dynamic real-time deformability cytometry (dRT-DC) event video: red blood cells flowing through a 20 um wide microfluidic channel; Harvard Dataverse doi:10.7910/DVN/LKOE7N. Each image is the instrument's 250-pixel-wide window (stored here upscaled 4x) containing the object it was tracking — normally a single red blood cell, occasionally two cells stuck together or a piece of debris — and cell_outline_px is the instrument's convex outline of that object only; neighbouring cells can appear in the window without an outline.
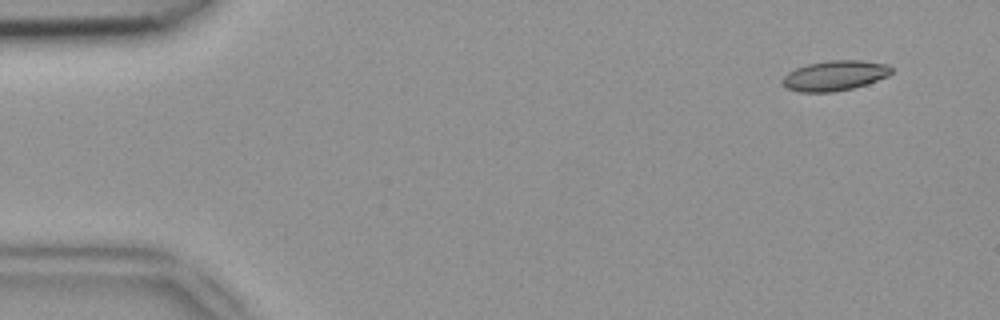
{"species": "common noctule bat (a hibernating species)", "species_latin": "Nyctalus noctula", "temperature_condition": "room temperature", "stored_images_in_passage": 50, "camera_frame_rate_fps": 3000, "um_per_image_px": 0.085, "animal": {"sex": "female", "body_mass_g": 18.4}, "frame": {"image": 1, "passage_image": 4, "time_ms": 1.0, "image_size_px": [1000, 320], "cell_outline_px": [[892, 72], [888, 76], [868, 84], [852, 88], [832, 92], [800, 92], [788, 88], [784, 84], [784, 76], [788, 72], [796, 68], [808, 64], [828, 60], [860, 60], [888, 64], [892, 68]], "centroid_in_image_um": [71.0, 6.42], "position_along_channel_um": 14.0, "area_um2": 19.02}}
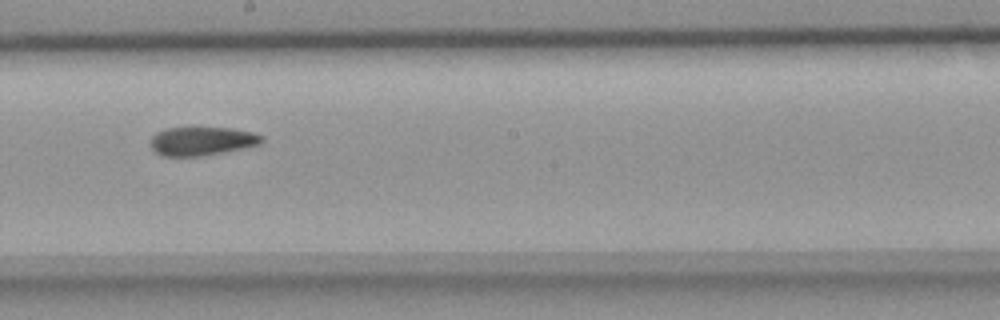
{"frame": {"image": 2, "passage_image": 28, "time_ms": 9.0, "image_size_px": [1000, 320], "cell_outline_px": [[264, 140], [260, 144], [224, 152], [204, 156], [160, 156], [148, 144], [152, 136], [156, 132], [168, 128], [232, 128], [252, 132], [264, 136]], "centroid_in_image_um": [17.14, 12.0], "position_along_channel_um": 231.1, "area_um2": 18.67}}
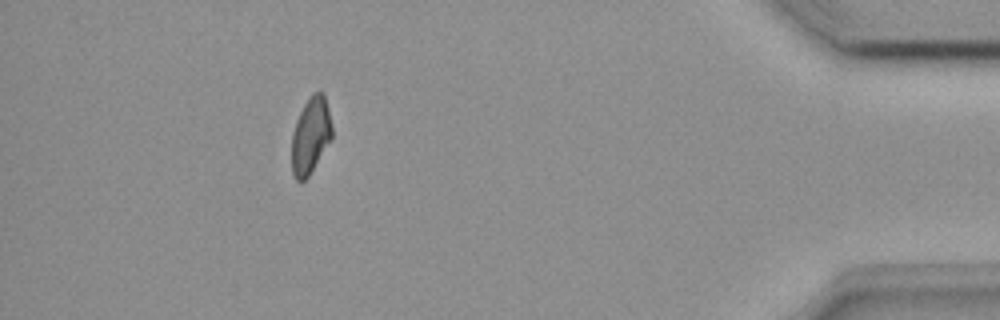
{"frame": {"image": 3, "passage_image": 45, "time_ms": 14.667, "image_size_px": [1000, 320], "cell_outline_px": [[332, 140], [308, 176], [304, 180], [296, 180], [292, 172], [292, 132], [296, 120], [308, 96], [312, 92], [324, 92], [332, 124]], "centroid_in_image_um": [26.41, 11.48], "position_along_channel_um": 408.8, "area_um2": 18.09}}